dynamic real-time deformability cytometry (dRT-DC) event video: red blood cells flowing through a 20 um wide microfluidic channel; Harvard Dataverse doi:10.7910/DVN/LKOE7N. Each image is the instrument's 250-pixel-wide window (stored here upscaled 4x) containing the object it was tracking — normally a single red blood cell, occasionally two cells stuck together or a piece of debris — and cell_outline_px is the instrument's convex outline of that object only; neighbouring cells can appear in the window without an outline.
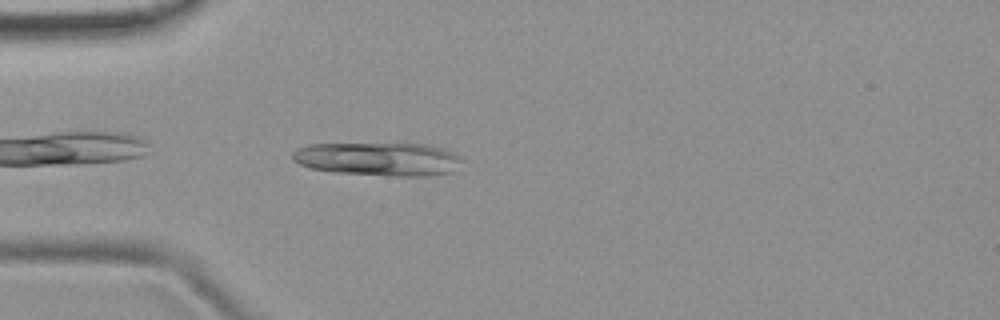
{"species": "common noctule bat (a hibernating species)", "species_latin": "Nyctalus noctula", "temperature_condition": "room temperature", "stored_images_in_passage": 6, "camera_frame_rate_fps": 3000, "um_per_image_px": 0.085, "animal": {"sex": "female", "body_mass_g": 19.9}, "frame": {"image": 1, "passage_image": 2, "time_ms": 0.333, "image_size_px": [1000, 320], "cell_outline_px": [[464, 160], [452, 172], [428, 176], [396, 176], [332, 172], [312, 168], [300, 164], [292, 160], [292, 152], [296, 148], [308, 144], [428, 144], [452, 152], [460, 156]], "centroid_in_image_um": [32.16, 13.52], "position_along_channel_um": 52.8, "area_um2": 33.06}}
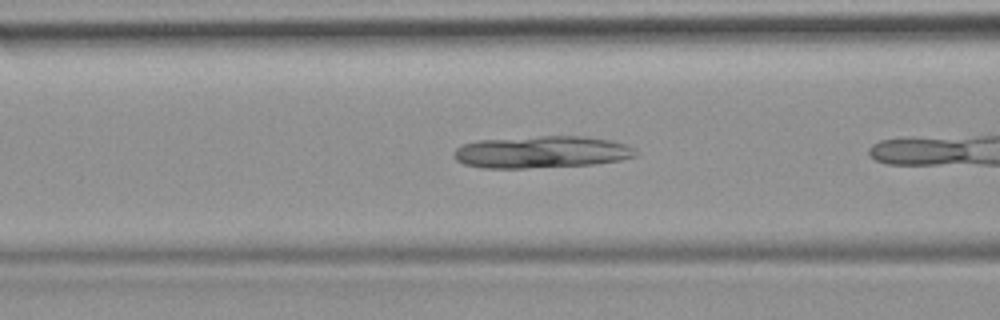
{"frame": {"image": 2, "passage_image": 5, "time_ms": 1.333, "image_size_px": [1000, 320], "cell_outline_px": [[636, 156], [620, 160], [596, 164], [524, 168], [480, 168], [464, 164], [456, 160], [452, 156], [452, 152], [460, 144], [480, 140], [540, 136], [584, 136], [612, 140], [624, 144], [632, 148], [636, 152]], "centroid_in_image_um": [45.98, 12.92], "position_along_channel_um": 120.6, "area_um2": 34.1}}